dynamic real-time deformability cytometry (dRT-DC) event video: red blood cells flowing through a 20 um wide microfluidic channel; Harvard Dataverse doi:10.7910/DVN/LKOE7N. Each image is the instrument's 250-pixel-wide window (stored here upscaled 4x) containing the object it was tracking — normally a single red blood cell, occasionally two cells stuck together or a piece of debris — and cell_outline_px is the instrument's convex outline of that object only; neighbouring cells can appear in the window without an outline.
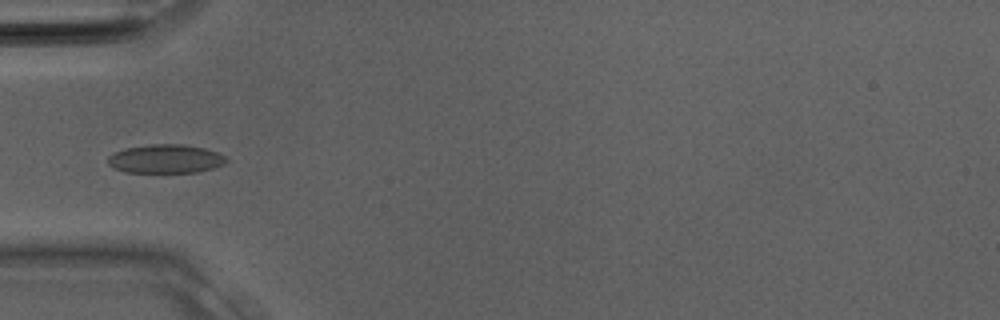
{"species": "Egyptian fruit bat (a non-hibernating species)", "species_latin": "Rousettus aegyptiacus", "temperature_condition": "room temperature", "stored_images_in_passage": 18, "camera_frame_rate_fps": 3000, "um_per_image_px": 0.085, "animal": {"sex": "male"}, "frame": {"image": 1, "passage_image": 11, "time_ms": 3.333, "image_size_px": [1000, 320], "cell_outline_px": [[228, 160], [224, 164], [212, 168], [196, 172], [124, 172], [112, 168], [108, 164], [108, 156], [112, 152], [124, 148], [152, 144], [184, 144], [204, 148], [216, 152], [224, 156]], "centroid_in_image_um": [14.02, 13.5], "position_along_channel_um": 71.0, "area_um2": 19.88}}
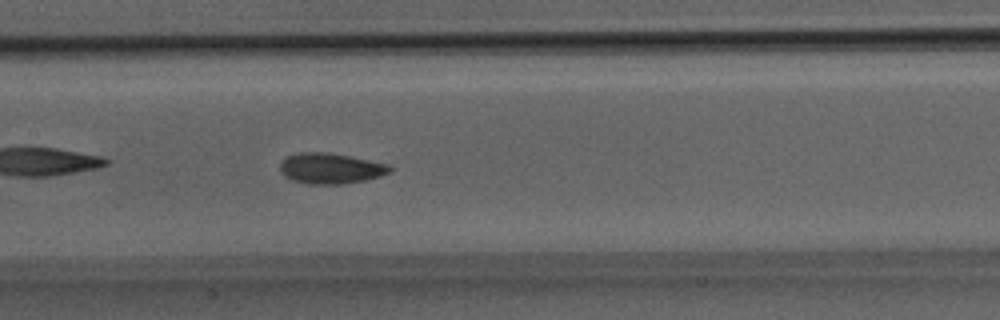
{"frame": {"image": 2, "passage_image": 16, "time_ms": 5.0, "image_size_px": [1000, 320], "cell_outline_px": [[392, 172], [380, 176], [364, 180], [340, 184], [308, 184], [292, 180], [284, 176], [280, 172], [280, 160], [288, 156], [300, 152], [328, 152], [388, 164], [392, 168]], "centroid_in_image_um": [28.06, 14.31], "position_along_channel_um": 179.3, "area_um2": 19.59}}